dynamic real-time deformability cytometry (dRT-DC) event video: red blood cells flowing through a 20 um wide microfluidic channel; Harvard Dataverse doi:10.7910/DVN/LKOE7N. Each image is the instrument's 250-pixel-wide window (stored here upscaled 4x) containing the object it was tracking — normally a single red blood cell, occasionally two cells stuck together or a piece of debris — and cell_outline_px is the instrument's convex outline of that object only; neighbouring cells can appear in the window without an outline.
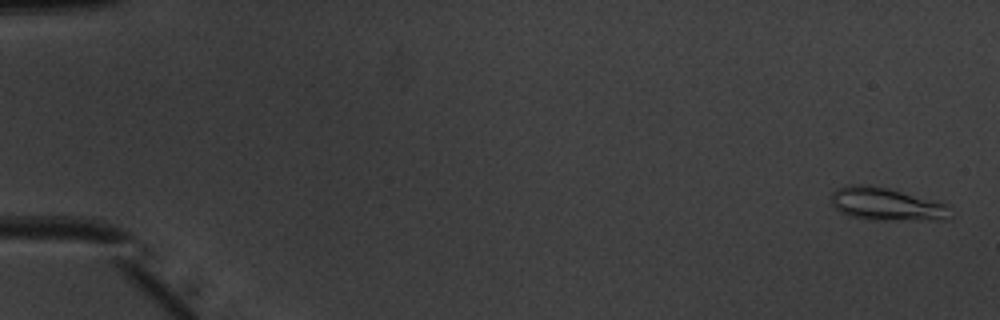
{"species": "common noctule bat (a hibernating species)", "species_latin": "Nyctalus noctula", "temperature_condition": "warm", "stored_images_in_passage": 53, "camera_frame_rate_fps": 3000, "um_per_image_px": 0.085, "animal": {"sex": "male", "body_mass_g": 20.1, "forearm_length_mm": 53.5}, "frame": {"image": 1, "passage_image": 2, "time_ms": 0.333, "image_size_px": [1000, 320], "cell_outline_px": [[948, 220], [868, 220], [848, 216], [840, 212], [832, 204], [832, 192], [836, 188], [844, 184], [868, 184], [888, 188], [936, 200], [948, 204]], "centroid_in_image_um": [75.31, 17.35], "position_along_channel_um": 9.7, "area_um2": 23.24}}
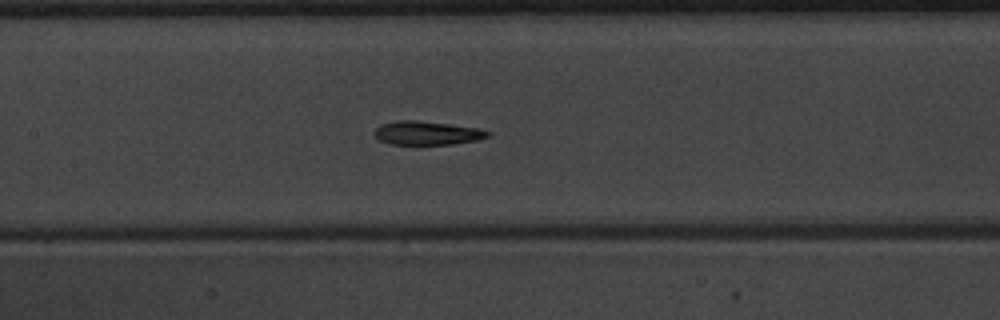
{"frame": {"image": 2, "passage_image": 26, "time_ms": 8.333, "image_size_px": [1000, 320], "cell_outline_px": [[492, 132], [488, 136], [476, 140], [452, 144], [388, 144], [380, 140], [376, 136], [376, 128], [380, 124], [396, 120], [416, 120], [480, 128]], "centroid_in_image_um": [36.3, 11.3], "position_along_channel_um": 171.1, "area_um2": 15.55}}
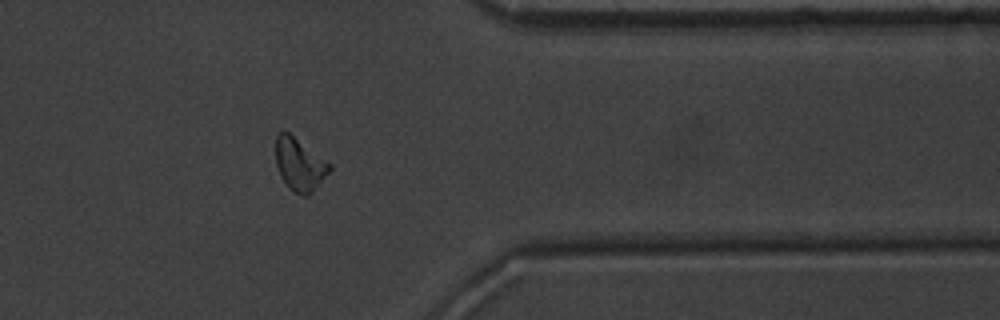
{"frame": {"image": 3, "passage_image": 43, "time_ms": 14.0, "image_size_px": [1000, 320], "cell_outline_px": [[332, 168], [312, 192], [308, 196], [304, 196], [288, 188], [280, 176], [276, 164], [276, 136], [284, 128], [332, 164]], "centroid_in_image_um": [25.45, 13.95], "position_along_channel_um": 385.9, "area_um2": 16.65}, "authors_computed_cell_mechanics": {"area_um2": 16.5308, "velocity_mm_per_s": 3.9773, "shape_relaxation_time_tau1_ms": 4.8235, "shape_relaxation_time_tau2_ms": 1.503, "deformation_change_tau1": 0.1613, "deformation_change_tau2": 0.0853}}